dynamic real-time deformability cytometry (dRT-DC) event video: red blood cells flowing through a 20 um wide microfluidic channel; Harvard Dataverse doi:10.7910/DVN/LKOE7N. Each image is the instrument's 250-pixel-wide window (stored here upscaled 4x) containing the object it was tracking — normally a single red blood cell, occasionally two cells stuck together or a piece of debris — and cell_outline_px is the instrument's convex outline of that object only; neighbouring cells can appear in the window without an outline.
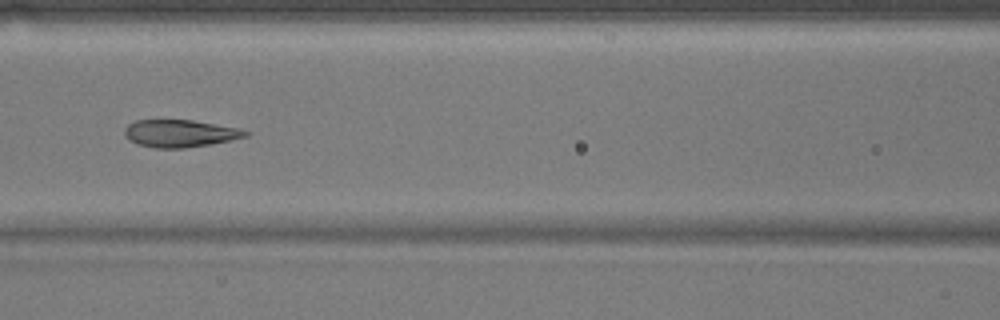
{"species": "common noctule bat (a hibernating species)", "species_latin": "Nyctalus noctula", "temperature_condition": "warm", "stored_images_in_passage": 53, "camera_frame_rate_fps": 3000, "um_per_image_px": 0.085, "animal": {"sex": "male", "body_mass_g": 17.9}, "frame": {"image": 1, "passage_image": 23, "time_ms": 7.333, "image_size_px": [1000, 320], "cell_outline_px": [[252, 132], [248, 136], [212, 144], [184, 148], [156, 148], [136, 144], [128, 140], [124, 136], [124, 128], [128, 124], [136, 120], [192, 120], [240, 128]], "centroid_in_image_um": [15.3, 11.34], "position_along_channel_um": 151.3, "area_um2": 19.54}}
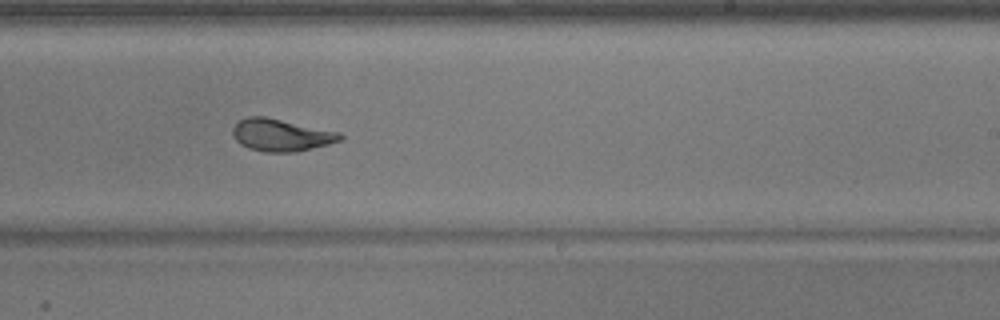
{"frame": {"image": 2, "passage_image": 32, "time_ms": 10.333, "image_size_px": [1000, 320], "cell_outline_px": [[344, 136], [340, 140], [328, 144], [296, 152], [264, 152], [248, 148], [240, 144], [236, 140], [232, 132], [232, 128], [240, 120], [248, 116], [264, 116], [340, 132]], "centroid_in_image_um": [23.88, 11.48], "position_along_channel_um": 265.1, "area_um2": 20.11}}
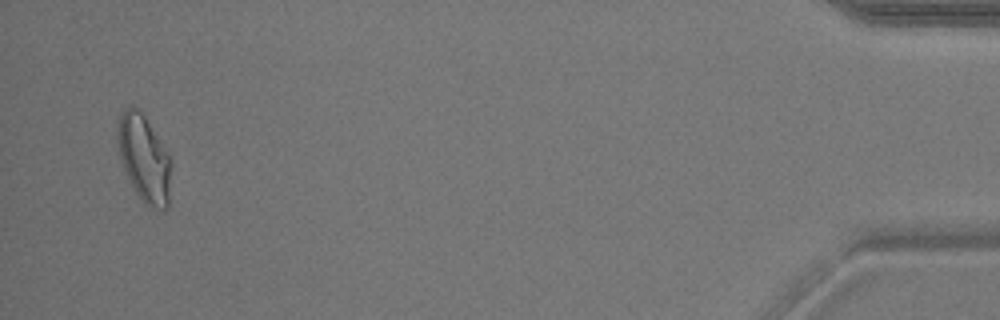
{"frame": {"image": 3, "passage_image": 51, "time_ms": 16.667, "image_size_px": [1000, 320], "cell_outline_px": [[172, 164], [168, 208], [148, 208], [144, 204], [136, 192], [124, 168], [120, 156], [116, 132], [120, 116], [124, 108], [128, 104], [132, 104], [140, 108], [168, 156]], "centroid_in_image_um": [12.24, 13.45], "position_along_channel_um": 423.0, "area_um2": 26.93}, "authors_computed_cell_mechanics": {"area_um2": 21.386, "velocity_mm_per_s": 3.8015, "shape_relaxation_time_tau1_ms": 6.541, "shape_relaxation_time_tau2_ms": 0.9726, "deformation_change_tau1": 0.2298, "deformation_change_tau2": 0.0708}}